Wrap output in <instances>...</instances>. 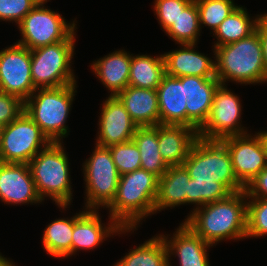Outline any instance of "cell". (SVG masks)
<instances>
[{
	"instance_id": "cell-1",
	"label": "cell",
	"mask_w": 267,
	"mask_h": 266,
	"mask_svg": "<svg viewBox=\"0 0 267 266\" xmlns=\"http://www.w3.org/2000/svg\"><path fill=\"white\" fill-rule=\"evenodd\" d=\"M183 165L190 176L186 204H195L198 208L245 190L235 177L228 143L224 139L198 135Z\"/></svg>"
},
{
	"instance_id": "cell-2",
	"label": "cell",
	"mask_w": 267,
	"mask_h": 266,
	"mask_svg": "<svg viewBox=\"0 0 267 266\" xmlns=\"http://www.w3.org/2000/svg\"><path fill=\"white\" fill-rule=\"evenodd\" d=\"M247 200L245 190L234 192L227 198L194 208L183 223L212 246L225 239H245Z\"/></svg>"
},
{
	"instance_id": "cell-3",
	"label": "cell",
	"mask_w": 267,
	"mask_h": 266,
	"mask_svg": "<svg viewBox=\"0 0 267 266\" xmlns=\"http://www.w3.org/2000/svg\"><path fill=\"white\" fill-rule=\"evenodd\" d=\"M158 186L159 177L141 168L121 175L116 196L107 207L110 217L122 229H136L143 218L155 213Z\"/></svg>"
},
{
	"instance_id": "cell-4",
	"label": "cell",
	"mask_w": 267,
	"mask_h": 266,
	"mask_svg": "<svg viewBox=\"0 0 267 266\" xmlns=\"http://www.w3.org/2000/svg\"><path fill=\"white\" fill-rule=\"evenodd\" d=\"M213 49L216 77L220 84L225 85L230 80L245 85L267 82L262 44L257 30L237 42Z\"/></svg>"
},
{
	"instance_id": "cell-5",
	"label": "cell",
	"mask_w": 267,
	"mask_h": 266,
	"mask_svg": "<svg viewBox=\"0 0 267 266\" xmlns=\"http://www.w3.org/2000/svg\"><path fill=\"white\" fill-rule=\"evenodd\" d=\"M62 142H51L28 164L42 201L50 197L58 207L71 205L72 186L69 160Z\"/></svg>"
},
{
	"instance_id": "cell-6",
	"label": "cell",
	"mask_w": 267,
	"mask_h": 266,
	"mask_svg": "<svg viewBox=\"0 0 267 266\" xmlns=\"http://www.w3.org/2000/svg\"><path fill=\"white\" fill-rule=\"evenodd\" d=\"M76 85L36 88L24 102V111L51 142H61L68 135L65 123L77 92Z\"/></svg>"
},
{
	"instance_id": "cell-7",
	"label": "cell",
	"mask_w": 267,
	"mask_h": 266,
	"mask_svg": "<svg viewBox=\"0 0 267 266\" xmlns=\"http://www.w3.org/2000/svg\"><path fill=\"white\" fill-rule=\"evenodd\" d=\"M74 45L75 40H64L30 50L35 88H57L77 83L71 69Z\"/></svg>"
},
{
	"instance_id": "cell-8",
	"label": "cell",
	"mask_w": 267,
	"mask_h": 266,
	"mask_svg": "<svg viewBox=\"0 0 267 266\" xmlns=\"http://www.w3.org/2000/svg\"><path fill=\"white\" fill-rule=\"evenodd\" d=\"M91 155L83 164V180L86 182L84 209L107 208L116 196L120 174L108 147L96 144Z\"/></svg>"
},
{
	"instance_id": "cell-9",
	"label": "cell",
	"mask_w": 267,
	"mask_h": 266,
	"mask_svg": "<svg viewBox=\"0 0 267 266\" xmlns=\"http://www.w3.org/2000/svg\"><path fill=\"white\" fill-rule=\"evenodd\" d=\"M43 2L25 15L18 24L22 39L16 43L29 50L64 40H75L76 24L67 23L59 13L44 6Z\"/></svg>"
},
{
	"instance_id": "cell-10",
	"label": "cell",
	"mask_w": 267,
	"mask_h": 266,
	"mask_svg": "<svg viewBox=\"0 0 267 266\" xmlns=\"http://www.w3.org/2000/svg\"><path fill=\"white\" fill-rule=\"evenodd\" d=\"M51 141L39 126L23 111L4 125L0 138V162L29 163Z\"/></svg>"
},
{
	"instance_id": "cell-11",
	"label": "cell",
	"mask_w": 267,
	"mask_h": 266,
	"mask_svg": "<svg viewBox=\"0 0 267 266\" xmlns=\"http://www.w3.org/2000/svg\"><path fill=\"white\" fill-rule=\"evenodd\" d=\"M241 107L239 97L228 90L226 84H219L206 122L198 130L199 136L224 139L247 133L240 123Z\"/></svg>"
},
{
	"instance_id": "cell-12",
	"label": "cell",
	"mask_w": 267,
	"mask_h": 266,
	"mask_svg": "<svg viewBox=\"0 0 267 266\" xmlns=\"http://www.w3.org/2000/svg\"><path fill=\"white\" fill-rule=\"evenodd\" d=\"M36 90L31 75V52L18 43L0 51V91L25 102Z\"/></svg>"
},
{
	"instance_id": "cell-13",
	"label": "cell",
	"mask_w": 267,
	"mask_h": 266,
	"mask_svg": "<svg viewBox=\"0 0 267 266\" xmlns=\"http://www.w3.org/2000/svg\"><path fill=\"white\" fill-rule=\"evenodd\" d=\"M228 143L233 170L237 180L246 187L265 167H267V153L263 143L256 134L245 133L224 138Z\"/></svg>"
},
{
	"instance_id": "cell-14",
	"label": "cell",
	"mask_w": 267,
	"mask_h": 266,
	"mask_svg": "<svg viewBox=\"0 0 267 266\" xmlns=\"http://www.w3.org/2000/svg\"><path fill=\"white\" fill-rule=\"evenodd\" d=\"M96 144L110 147L131 141L138 126L117 96H108L102 105Z\"/></svg>"
},
{
	"instance_id": "cell-15",
	"label": "cell",
	"mask_w": 267,
	"mask_h": 266,
	"mask_svg": "<svg viewBox=\"0 0 267 266\" xmlns=\"http://www.w3.org/2000/svg\"><path fill=\"white\" fill-rule=\"evenodd\" d=\"M0 201L8 205L42 202L29 164L0 162Z\"/></svg>"
},
{
	"instance_id": "cell-16",
	"label": "cell",
	"mask_w": 267,
	"mask_h": 266,
	"mask_svg": "<svg viewBox=\"0 0 267 266\" xmlns=\"http://www.w3.org/2000/svg\"><path fill=\"white\" fill-rule=\"evenodd\" d=\"M98 213L95 209H85L73 216L71 256L78 250H93L113 234L134 231V229H122L110 216L108 226H103Z\"/></svg>"
},
{
	"instance_id": "cell-17",
	"label": "cell",
	"mask_w": 267,
	"mask_h": 266,
	"mask_svg": "<svg viewBox=\"0 0 267 266\" xmlns=\"http://www.w3.org/2000/svg\"><path fill=\"white\" fill-rule=\"evenodd\" d=\"M178 79L184 84L187 110V126L199 130L206 122L216 88L220 84L217 77L205 78L183 76Z\"/></svg>"
},
{
	"instance_id": "cell-18",
	"label": "cell",
	"mask_w": 267,
	"mask_h": 266,
	"mask_svg": "<svg viewBox=\"0 0 267 266\" xmlns=\"http://www.w3.org/2000/svg\"><path fill=\"white\" fill-rule=\"evenodd\" d=\"M181 49L163 54L166 74L173 77H216V63L194 48L196 44H180Z\"/></svg>"
},
{
	"instance_id": "cell-19",
	"label": "cell",
	"mask_w": 267,
	"mask_h": 266,
	"mask_svg": "<svg viewBox=\"0 0 267 266\" xmlns=\"http://www.w3.org/2000/svg\"><path fill=\"white\" fill-rule=\"evenodd\" d=\"M198 135L186 125L158 124V146L164 162L168 166L183 165Z\"/></svg>"
},
{
	"instance_id": "cell-20",
	"label": "cell",
	"mask_w": 267,
	"mask_h": 266,
	"mask_svg": "<svg viewBox=\"0 0 267 266\" xmlns=\"http://www.w3.org/2000/svg\"><path fill=\"white\" fill-rule=\"evenodd\" d=\"M174 233L172 238L160 234L166 243L169 257L177 256L180 266H210L207 250L211 244L205 242L184 223H181Z\"/></svg>"
},
{
	"instance_id": "cell-21",
	"label": "cell",
	"mask_w": 267,
	"mask_h": 266,
	"mask_svg": "<svg viewBox=\"0 0 267 266\" xmlns=\"http://www.w3.org/2000/svg\"><path fill=\"white\" fill-rule=\"evenodd\" d=\"M160 124L186 125L187 110L184 84L165 74L157 87Z\"/></svg>"
},
{
	"instance_id": "cell-22",
	"label": "cell",
	"mask_w": 267,
	"mask_h": 266,
	"mask_svg": "<svg viewBox=\"0 0 267 266\" xmlns=\"http://www.w3.org/2000/svg\"><path fill=\"white\" fill-rule=\"evenodd\" d=\"M117 97L138 127L160 124L156 89L126 87Z\"/></svg>"
},
{
	"instance_id": "cell-23",
	"label": "cell",
	"mask_w": 267,
	"mask_h": 266,
	"mask_svg": "<svg viewBox=\"0 0 267 266\" xmlns=\"http://www.w3.org/2000/svg\"><path fill=\"white\" fill-rule=\"evenodd\" d=\"M131 55L119 50L109 53L91 64L93 72L101 80L110 96H117L129 86Z\"/></svg>"
},
{
	"instance_id": "cell-24",
	"label": "cell",
	"mask_w": 267,
	"mask_h": 266,
	"mask_svg": "<svg viewBox=\"0 0 267 266\" xmlns=\"http://www.w3.org/2000/svg\"><path fill=\"white\" fill-rule=\"evenodd\" d=\"M189 180V172L184 165L169 166L159 178L155 213L168 207L175 208L178 205L186 204Z\"/></svg>"
},
{
	"instance_id": "cell-25",
	"label": "cell",
	"mask_w": 267,
	"mask_h": 266,
	"mask_svg": "<svg viewBox=\"0 0 267 266\" xmlns=\"http://www.w3.org/2000/svg\"><path fill=\"white\" fill-rule=\"evenodd\" d=\"M166 74L163 54L159 57L131 54L129 86L157 89Z\"/></svg>"
},
{
	"instance_id": "cell-26",
	"label": "cell",
	"mask_w": 267,
	"mask_h": 266,
	"mask_svg": "<svg viewBox=\"0 0 267 266\" xmlns=\"http://www.w3.org/2000/svg\"><path fill=\"white\" fill-rule=\"evenodd\" d=\"M132 140L140 152V168L160 178L169 166L164 162L159 152L158 125L138 127Z\"/></svg>"
},
{
	"instance_id": "cell-27",
	"label": "cell",
	"mask_w": 267,
	"mask_h": 266,
	"mask_svg": "<svg viewBox=\"0 0 267 266\" xmlns=\"http://www.w3.org/2000/svg\"><path fill=\"white\" fill-rule=\"evenodd\" d=\"M260 17L261 15H257L252 19L246 8L237 6L214 31L217 42L213 46L227 45L249 36L256 30Z\"/></svg>"
},
{
	"instance_id": "cell-28",
	"label": "cell",
	"mask_w": 267,
	"mask_h": 266,
	"mask_svg": "<svg viewBox=\"0 0 267 266\" xmlns=\"http://www.w3.org/2000/svg\"><path fill=\"white\" fill-rule=\"evenodd\" d=\"M170 259L166 243L160 235H157L131 249L113 266H172Z\"/></svg>"
},
{
	"instance_id": "cell-29",
	"label": "cell",
	"mask_w": 267,
	"mask_h": 266,
	"mask_svg": "<svg viewBox=\"0 0 267 266\" xmlns=\"http://www.w3.org/2000/svg\"><path fill=\"white\" fill-rule=\"evenodd\" d=\"M73 234V217L70 219H56L50 223L42 235L45 251L54 258H68L71 256V242Z\"/></svg>"
},
{
	"instance_id": "cell-30",
	"label": "cell",
	"mask_w": 267,
	"mask_h": 266,
	"mask_svg": "<svg viewBox=\"0 0 267 266\" xmlns=\"http://www.w3.org/2000/svg\"><path fill=\"white\" fill-rule=\"evenodd\" d=\"M199 12L193 0L177 17L172 26L165 32L179 44H196L200 36Z\"/></svg>"
},
{
	"instance_id": "cell-31",
	"label": "cell",
	"mask_w": 267,
	"mask_h": 266,
	"mask_svg": "<svg viewBox=\"0 0 267 266\" xmlns=\"http://www.w3.org/2000/svg\"><path fill=\"white\" fill-rule=\"evenodd\" d=\"M199 12L200 26L204 24L214 31L237 7L233 0H195Z\"/></svg>"
},
{
	"instance_id": "cell-32",
	"label": "cell",
	"mask_w": 267,
	"mask_h": 266,
	"mask_svg": "<svg viewBox=\"0 0 267 266\" xmlns=\"http://www.w3.org/2000/svg\"><path fill=\"white\" fill-rule=\"evenodd\" d=\"M108 148L110 149L114 164L120 176L140 169V152L133 140L119 143Z\"/></svg>"
},
{
	"instance_id": "cell-33",
	"label": "cell",
	"mask_w": 267,
	"mask_h": 266,
	"mask_svg": "<svg viewBox=\"0 0 267 266\" xmlns=\"http://www.w3.org/2000/svg\"><path fill=\"white\" fill-rule=\"evenodd\" d=\"M247 199V238L267 235V198Z\"/></svg>"
},
{
	"instance_id": "cell-34",
	"label": "cell",
	"mask_w": 267,
	"mask_h": 266,
	"mask_svg": "<svg viewBox=\"0 0 267 266\" xmlns=\"http://www.w3.org/2000/svg\"><path fill=\"white\" fill-rule=\"evenodd\" d=\"M193 0H155L154 11L161 28L166 32L177 19L179 14Z\"/></svg>"
},
{
	"instance_id": "cell-35",
	"label": "cell",
	"mask_w": 267,
	"mask_h": 266,
	"mask_svg": "<svg viewBox=\"0 0 267 266\" xmlns=\"http://www.w3.org/2000/svg\"><path fill=\"white\" fill-rule=\"evenodd\" d=\"M35 6L33 0H0V20L18 25Z\"/></svg>"
},
{
	"instance_id": "cell-36",
	"label": "cell",
	"mask_w": 267,
	"mask_h": 266,
	"mask_svg": "<svg viewBox=\"0 0 267 266\" xmlns=\"http://www.w3.org/2000/svg\"><path fill=\"white\" fill-rule=\"evenodd\" d=\"M24 111V102L14 96L0 91V123L8 125Z\"/></svg>"
},
{
	"instance_id": "cell-37",
	"label": "cell",
	"mask_w": 267,
	"mask_h": 266,
	"mask_svg": "<svg viewBox=\"0 0 267 266\" xmlns=\"http://www.w3.org/2000/svg\"><path fill=\"white\" fill-rule=\"evenodd\" d=\"M245 191L249 198H267V167L247 184Z\"/></svg>"
},
{
	"instance_id": "cell-38",
	"label": "cell",
	"mask_w": 267,
	"mask_h": 266,
	"mask_svg": "<svg viewBox=\"0 0 267 266\" xmlns=\"http://www.w3.org/2000/svg\"><path fill=\"white\" fill-rule=\"evenodd\" d=\"M256 30L258 31L262 44L263 63L267 75V13L261 15L257 23Z\"/></svg>"
},
{
	"instance_id": "cell-39",
	"label": "cell",
	"mask_w": 267,
	"mask_h": 266,
	"mask_svg": "<svg viewBox=\"0 0 267 266\" xmlns=\"http://www.w3.org/2000/svg\"><path fill=\"white\" fill-rule=\"evenodd\" d=\"M263 143V146H264V149H265V152L267 153V131H260L257 133Z\"/></svg>"
},
{
	"instance_id": "cell-40",
	"label": "cell",
	"mask_w": 267,
	"mask_h": 266,
	"mask_svg": "<svg viewBox=\"0 0 267 266\" xmlns=\"http://www.w3.org/2000/svg\"><path fill=\"white\" fill-rule=\"evenodd\" d=\"M0 266H16L13 262L0 254Z\"/></svg>"
},
{
	"instance_id": "cell-41",
	"label": "cell",
	"mask_w": 267,
	"mask_h": 266,
	"mask_svg": "<svg viewBox=\"0 0 267 266\" xmlns=\"http://www.w3.org/2000/svg\"><path fill=\"white\" fill-rule=\"evenodd\" d=\"M36 4H40L43 2H48L47 0H33Z\"/></svg>"
},
{
	"instance_id": "cell-42",
	"label": "cell",
	"mask_w": 267,
	"mask_h": 266,
	"mask_svg": "<svg viewBox=\"0 0 267 266\" xmlns=\"http://www.w3.org/2000/svg\"><path fill=\"white\" fill-rule=\"evenodd\" d=\"M3 129H4V125L0 123V138L2 136Z\"/></svg>"
}]
</instances>
